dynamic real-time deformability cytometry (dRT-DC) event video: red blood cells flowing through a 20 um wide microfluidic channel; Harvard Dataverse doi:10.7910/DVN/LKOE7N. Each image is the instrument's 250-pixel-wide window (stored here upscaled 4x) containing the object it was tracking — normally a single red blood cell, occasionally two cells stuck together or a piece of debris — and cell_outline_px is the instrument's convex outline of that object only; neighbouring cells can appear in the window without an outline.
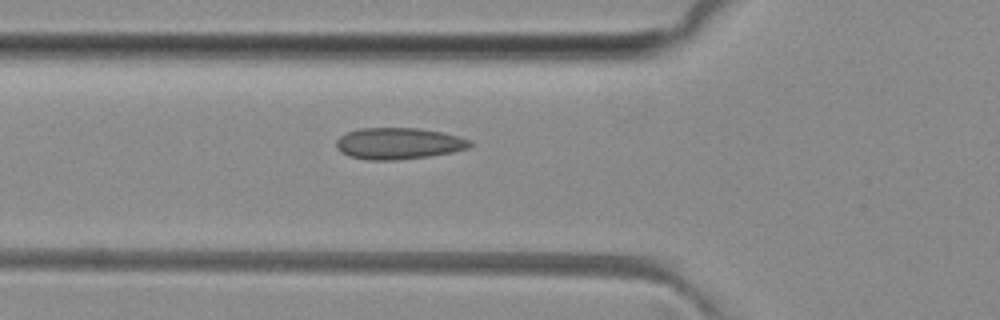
{"species": "common noctule bat (a hibernating species)", "species_latin": "Nyctalus noctula", "temperature_condition": "room temperature", "stored_images_in_passage": 23, "camera_frame_rate_fps": 3000, "um_per_image_px": 0.085, "animal": {"sex": "female", "body_mass_g": 29.2, "forearm_length_mm": 56.3}, "frame": {"image": 1, "passage_image": 2, "time_ms": 0.333, "image_size_px": [1000, 320], "cell_outline_px": [[472, 144], [468, 148], [452, 152], [428, 156], [396, 160], [368, 160], [348, 156], [336, 148], [336, 140], [340, 136], [348, 132], [360, 128], [420, 128], [444, 132], [472, 140]], "centroid_in_image_um": [33.88, 12.19], "position_along_channel_um": 91.9, "area_um2": 24.62}}
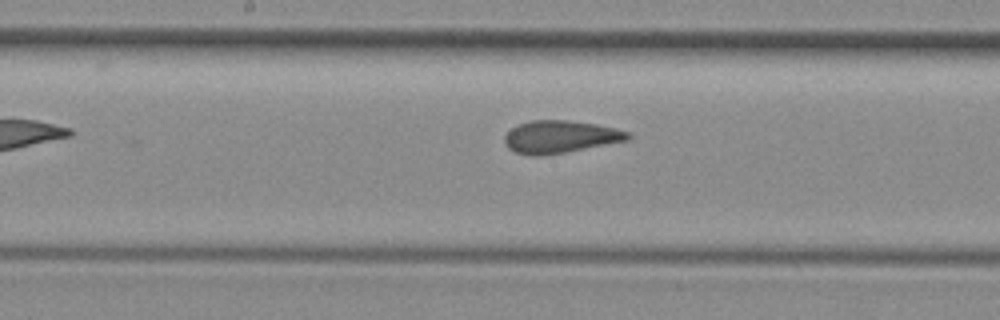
{"frame": {"image": 2, "passage_image": 10, "time_ms": 3.0, "image_size_px": [1000, 320], "cell_outline_px": [[632, 136], [628, 140], [564, 152], [540, 156], [532, 156], [516, 152], [508, 148], [504, 144], [504, 136], [516, 124], [532, 120], [568, 120], [596, 124], [616, 128], [628, 132]], "centroid_in_image_um": [47.58, 11.62], "position_along_channel_um": 200.6, "area_um2": 23.29}}
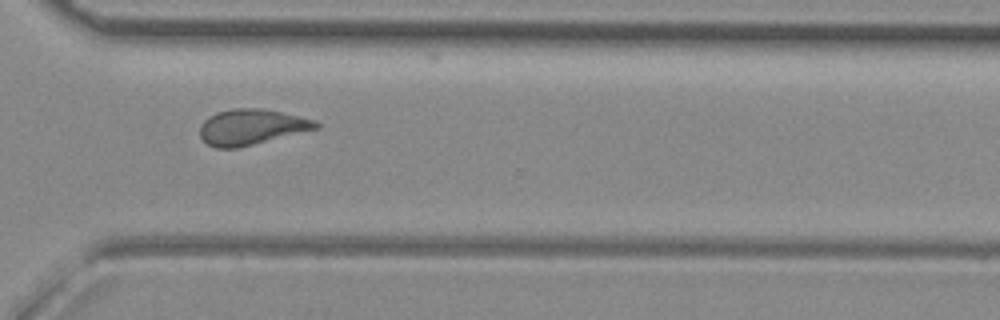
{"frame": {"image": 3, "passage_image": 21, "time_ms": 6.667, "image_size_px": [1000, 320], "cell_outline_px": [[320, 128], [236, 148], [216, 148], [208, 144], [200, 136], [200, 124], [208, 116], [216, 112], [232, 108], [260, 108], [300, 116], [316, 120], [320, 124]], "centroid_in_image_um": [21.37, 10.78], "position_along_channel_um": 349.2, "area_um2": 24.04}}